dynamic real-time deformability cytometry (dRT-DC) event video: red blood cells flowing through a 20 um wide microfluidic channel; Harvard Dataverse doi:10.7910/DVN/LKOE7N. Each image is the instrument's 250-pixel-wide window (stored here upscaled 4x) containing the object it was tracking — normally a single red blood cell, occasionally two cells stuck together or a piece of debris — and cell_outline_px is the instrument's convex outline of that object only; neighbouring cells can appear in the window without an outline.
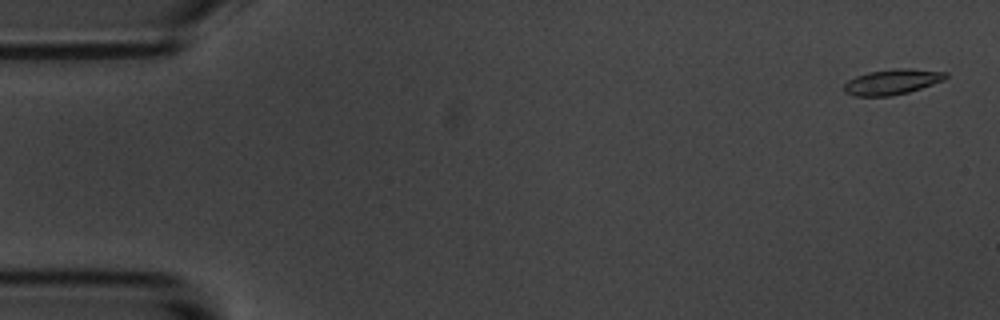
{"species": "common noctule bat (a hibernating species)", "species_latin": "Nyctalus noctula", "temperature_condition": "room temperature", "stored_images_in_passage": 5, "camera_frame_rate_fps": 3000, "um_per_image_px": 0.085, "animal": {"sex": "male", "body_mass_g": 20.1, "forearm_length_mm": 53.5}, "frame": {"image": 1, "passage_image": 1, "time_ms": 0.0, "image_size_px": [1000, 320], "cell_outline_px": [[948, 76], [944, 80], [908, 92], [892, 96], [856, 96], [844, 92], [844, 84], [848, 80], [856, 76], [868, 72], [896, 68], [908, 68], [948, 72]], "centroid_in_image_um": [75.83, 6.95], "position_along_channel_um": 9.2, "area_um2": 15.03}}
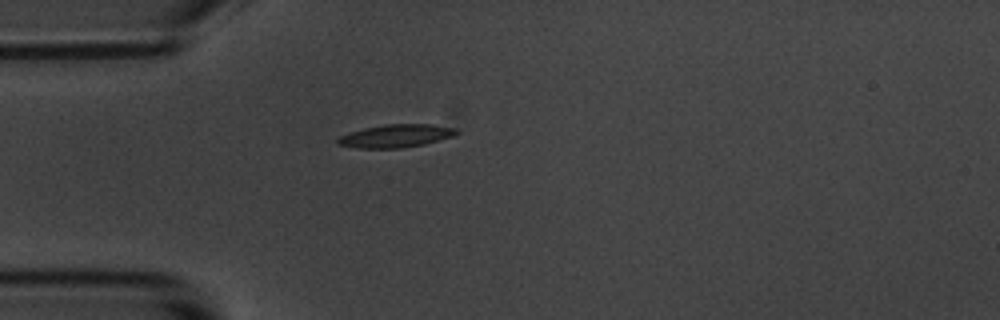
{"frame": {"image": 2, "passage_image": 5, "time_ms": 4.667, "image_size_px": [1000, 320], "cell_outline_px": [[460, 132], [452, 136], [424, 144], [404, 148], [356, 148], [336, 144], [336, 140], [340, 136], [364, 128], [384, 124], [432, 124], [456, 128]], "centroid_in_image_um": [33.65, 11.55], "position_along_channel_um": 51.4, "area_um2": 15.9}}